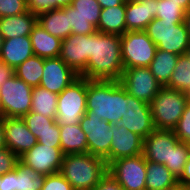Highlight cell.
<instances>
[{"label":"cell","instance_id":"cell-4","mask_svg":"<svg viewBox=\"0 0 190 190\" xmlns=\"http://www.w3.org/2000/svg\"><path fill=\"white\" fill-rule=\"evenodd\" d=\"M107 171L103 158L81 153L64 155L59 173L74 190H93Z\"/></svg>","mask_w":190,"mask_h":190},{"label":"cell","instance_id":"cell-34","mask_svg":"<svg viewBox=\"0 0 190 190\" xmlns=\"http://www.w3.org/2000/svg\"><path fill=\"white\" fill-rule=\"evenodd\" d=\"M29 131L36 137L40 138L43 133L51 129L56 122L55 119L40 115L35 112H29L22 117Z\"/></svg>","mask_w":190,"mask_h":190},{"label":"cell","instance_id":"cell-18","mask_svg":"<svg viewBox=\"0 0 190 190\" xmlns=\"http://www.w3.org/2000/svg\"><path fill=\"white\" fill-rule=\"evenodd\" d=\"M110 129L113 132L110 162L143 154V139L139 135L128 131L120 124L112 125Z\"/></svg>","mask_w":190,"mask_h":190},{"label":"cell","instance_id":"cell-50","mask_svg":"<svg viewBox=\"0 0 190 190\" xmlns=\"http://www.w3.org/2000/svg\"><path fill=\"white\" fill-rule=\"evenodd\" d=\"M184 23L190 38V10L185 13Z\"/></svg>","mask_w":190,"mask_h":190},{"label":"cell","instance_id":"cell-51","mask_svg":"<svg viewBox=\"0 0 190 190\" xmlns=\"http://www.w3.org/2000/svg\"><path fill=\"white\" fill-rule=\"evenodd\" d=\"M185 56L188 58V60L190 61V45L187 48V51L185 53Z\"/></svg>","mask_w":190,"mask_h":190},{"label":"cell","instance_id":"cell-53","mask_svg":"<svg viewBox=\"0 0 190 190\" xmlns=\"http://www.w3.org/2000/svg\"><path fill=\"white\" fill-rule=\"evenodd\" d=\"M175 190H187V189L185 186L178 185V186H175Z\"/></svg>","mask_w":190,"mask_h":190},{"label":"cell","instance_id":"cell-13","mask_svg":"<svg viewBox=\"0 0 190 190\" xmlns=\"http://www.w3.org/2000/svg\"><path fill=\"white\" fill-rule=\"evenodd\" d=\"M119 124L142 139L146 138L155 129L150 104L133 97L125 89L124 115Z\"/></svg>","mask_w":190,"mask_h":190},{"label":"cell","instance_id":"cell-39","mask_svg":"<svg viewBox=\"0 0 190 190\" xmlns=\"http://www.w3.org/2000/svg\"><path fill=\"white\" fill-rule=\"evenodd\" d=\"M19 157L6 147L0 148V176L17 167Z\"/></svg>","mask_w":190,"mask_h":190},{"label":"cell","instance_id":"cell-33","mask_svg":"<svg viewBox=\"0 0 190 190\" xmlns=\"http://www.w3.org/2000/svg\"><path fill=\"white\" fill-rule=\"evenodd\" d=\"M71 6L97 28L102 9L97 0H72Z\"/></svg>","mask_w":190,"mask_h":190},{"label":"cell","instance_id":"cell-3","mask_svg":"<svg viewBox=\"0 0 190 190\" xmlns=\"http://www.w3.org/2000/svg\"><path fill=\"white\" fill-rule=\"evenodd\" d=\"M125 88L117 80L87 79L86 111L112 125L119 124L124 115Z\"/></svg>","mask_w":190,"mask_h":190},{"label":"cell","instance_id":"cell-28","mask_svg":"<svg viewBox=\"0 0 190 190\" xmlns=\"http://www.w3.org/2000/svg\"><path fill=\"white\" fill-rule=\"evenodd\" d=\"M58 94L40 86L32 90L31 112L56 119Z\"/></svg>","mask_w":190,"mask_h":190},{"label":"cell","instance_id":"cell-40","mask_svg":"<svg viewBox=\"0 0 190 190\" xmlns=\"http://www.w3.org/2000/svg\"><path fill=\"white\" fill-rule=\"evenodd\" d=\"M37 142L45 146L61 148L59 124L55 122L51 129L43 133L41 137L37 139Z\"/></svg>","mask_w":190,"mask_h":190},{"label":"cell","instance_id":"cell-42","mask_svg":"<svg viewBox=\"0 0 190 190\" xmlns=\"http://www.w3.org/2000/svg\"><path fill=\"white\" fill-rule=\"evenodd\" d=\"M28 10L38 16L41 13L50 11L49 0H26Z\"/></svg>","mask_w":190,"mask_h":190},{"label":"cell","instance_id":"cell-11","mask_svg":"<svg viewBox=\"0 0 190 190\" xmlns=\"http://www.w3.org/2000/svg\"><path fill=\"white\" fill-rule=\"evenodd\" d=\"M108 172L125 190H146V159L143 154L110 162Z\"/></svg>","mask_w":190,"mask_h":190},{"label":"cell","instance_id":"cell-27","mask_svg":"<svg viewBox=\"0 0 190 190\" xmlns=\"http://www.w3.org/2000/svg\"><path fill=\"white\" fill-rule=\"evenodd\" d=\"M179 57L177 54L157 49L149 69L162 87L168 84Z\"/></svg>","mask_w":190,"mask_h":190},{"label":"cell","instance_id":"cell-22","mask_svg":"<svg viewBox=\"0 0 190 190\" xmlns=\"http://www.w3.org/2000/svg\"><path fill=\"white\" fill-rule=\"evenodd\" d=\"M37 24V16L29 10L16 16L0 18V34L3 39L30 35Z\"/></svg>","mask_w":190,"mask_h":190},{"label":"cell","instance_id":"cell-17","mask_svg":"<svg viewBox=\"0 0 190 190\" xmlns=\"http://www.w3.org/2000/svg\"><path fill=\"white\" fill-rule=\"evenodd\" d=\"M59 57L80 75L90 58V35L70 34L62 40Z\"/></svg>","mask_w":190,"mask_h":190},{"label":"cell","instance_id":"cell-19","mask_svg":"<svg viewBox=\"0 0 190 190\" xmlns=\"http://www.w3.org/2000/svg\"><path fill=\"white\" fill-rule=\"evenodd\" d=\"M158 0H131L126 2L125 23L127 31H145L156 18Z\"/></svg>","mask_w":190,"mask_h":190},{"label":"cell","instance_id":"cell-37","mask_svg":"<svg viewBox=\"0 0 190 190\" xmlns=\"http://www.w3.org/2000/svg\"><path fill=\"white\" fill-rule=\"evenodd\" d=\"M28 11L26 0H0V18L16 16Z\"/></svg>","mask_w":190,"mask_h":190},{"label":"cell","instance_id":"cell-1","mask_svg":"<svg viewBox=\"0 0 190 190\" xmlns=\"http://www.w3.org/2000/svg\"><path fill=\"white\" fill-rule=\"evenodd\" d=\"M121 35L96 32L90 34V58L79 75L89 80H117L123 73Z\"/></svg>","mask_w":190,"mask_h":190},{"label":"cell","instance_id":"cell-32","mask_svg":"<svg viewBox=\"0 0 190 190\" xmlns=\"http://www.w3.org/2000/svg\"><path fill=\"white\" fill-rule=\"evenodd\" d=\"M186 11L170 0H158L156 18L168 22H184Z\"/></svg>","mask_w":190,"mask_h":190},{"label":"cell","instance_id":"cell-43","mask_svg":"<svg viewBox=\"0 0 190 190\" xmlns=\"http://www.w3.org/2000/svg\"><path fill=\"white\" fill-rule=\"evenodd\" d=\"M0 190H15V169L0 176Z\"/></svg>","mask_w":190,"mask_h":190},{"label":"cell","instance_id":"cell-38","mask_svg":"<svg viewBox=\"0 0 190 190\" xmlns=\"http://www.w3.org/2000/svg\"><path fill=\"white\" fill-rule=\"evenodd\" d=\"M41 190H74L71 184L58 172L45 176Z\"/></svg>","mask_w":190,"mask_h":190},{"label":"cell","instance_id":"cell-7","mask_svg":"<svg viewBox=\"0 0 190 190\" xmlns=\"http://www.w3.org/2000/svg\"><path fill=\"white\" fill-rule=\"evenodd\" d=\"M87 78L79 76L58 95L56 122L59 125L79 124L86 113Z\"/></svg>","mask_w":190,"mask_h":190},{"label":"cell","instance_id":"cell-44","mask_svg":"<svg viewBox=\"0 0 190 190\" xmlns=\"http://www.w3.org/2000/svg\"><path fill=\"white\" fill-rule=\"evenodd\" d=\"M14 74V69L10 65L0 61V86L3 85Z\"/></svg>","mask_w":190,"mask_h":190},{"label":"cell","instance_id":"cell-46","mask_svg":"<svg viewBox=\"0 0 190 190\" xmlns=\"http://www.w3.org/2000/svg\"><path fill=\"white\" fill-rule=\"evenodd\" d=\"M72 0H49L50 11L71 5Z\"/></svg>","mask_w":190,"mask_h":190},{"label":"cell","instance_id":"cell-16","mask_svg":"<svg viewBox=\"0 0 190 190\" xmlns=\"http://www.w3.org/2000/svg\"><path fill=\"white\" fill-rule=\"evenodd\" d=\"M5 147L18 157L28 152L37 144L36 137L29 131L22 118H3Z\"/></svg>","mask_w":190,"mask_h":190},{"label":"cell","instance_id":"cell-55","mask_svg":"<svg viewBox=\"0 0 190 190\" xmlns=\"http://www.w3.org/2000/svg\"><path fill=\"white\" fill-rule=\"evenodd\" d=\"M184 186L186 187L187 190H190V182L186 183Z\"/></svg>","mask_w":190,"mask_h":190},{"label":"cell","instance_id":"cell-15","mask_svg":"<svg viewBox=\"0 0 190 190\" xmlns=\"http://www.w3.org/2000/svg\"><path fill=\"white\" fill-rule=\"evenodd\" d=\"M78 77L79 75L60 57L44 59L43 75L39 86L59 95Z\"/></svg>","mask_w":190,"mask_h":190},{"label":"cell","instance_id":"cell-48","mask_svg":"<svg viewBox=\"0 0 190 190\" xmlns=\"http://www.w3.org/2000/svg\"><path fill=\"white\" fill-rule=\"evenodd\" d=\"M174 3L180 4L181 7L187 12L190 10V0H170Z\"/></svg>","mask_w":190,"mask_h":190},{"label":"cell","instance_id":"cell-31","mask_svg":"<svg viewBox=\"0 0 190 190\" xmlns=\"http://www.w3.org/2000/svg\"><path fill=\"white\" fill-rule=\"evenodd\" d=\"M165 87L190 94V61L185 55L177 60L174 72Z\"/></svg>","mask_w":190,"mask_h":190},{"label":"cell","instance_id":"cell-21","mask_svg":"<svg viewBox=\"0 0 190 190\" xmlns=\"http://www.w3.org/2000/svg\"><path fill=\"white\" fill-rule=\"evenodd\" d=\"M29 36L34 55L44 59L59 57L62 40L48 33L38 22Z\"/></svg>","mask_w":190,"mask_h":190},{"label":"cell","instance_id":"cell-49","mask_svg":"<svg viewBox=\"0 0 190 190\" xmlns=\"http://www.w3.org/2000/svg\"><path fill=\"white\" fill-rule=\"evenodd\" d=\"M5 147L4 144V130H3V118H0V148Z\"/></svg>","mask_w":190,"mask_h":190},{"label":"cell","instance_id":"cell-56","mask_svg":"<svg viewBox=\"0 0 190 190\" xmlns=\"http://www.w3.org/2000/svg\"><path fill=\"white\" fill-rule=\"evenodd\" d=\"M166 190H175V187H172V188H170V189H166Z\"/></svg>","mask_w":190,"mask_h":190},{"label":"cell","instance_id":"cell-24","mask_svg":"<svg viewBox=\"0 0 190 190\" xmlns=\"http://www.w3.org/2000/svg\"><path fill=\"white\" fill-rule=\"evenodd\" d=\"M37 22L44 30L61 40L72 34L68 13L63 8L41 13L37 16Z\"/></svg>","mask_w":190,"mask_h":190},{"label":"cell","instance_id":"cell-45","mask_svg":"<svg viewBox=\"0 0 190 190\" xmlns=\"http://www.w3.org/2000/svg\"><path fill=\"white\" fill-rule=\"evenodd\" d=\"M188 182H190V154L184 166L183 172L178 178V184L181 186H184Z\"/></svg>","mask_w":190,"mask_h":190},{"label":"cell","instance_id":"cell-25","mask_svg":"<svg viewBox=\"0 0 190 190\" xmlns=\"http://www.w3.org/2000/svg\"><path fill=\"white\" fill-rule=\"evenodd\" d=\"M146 190H166L178 186V178L163 164L146 161Z\"/></svg>","mask_w":190,"mask_h":190},{"label":"cell","instance_id":"cell-14","mask_svg":"<svg viewBox=\"0 0 190 190\" xmlns=\"http://www.w3.org/2000/svg\"><path fill=\"white\" fill-rule=\"evenodd\" d=\"M64 153L61 148H54L48 145L37 144L19 157V160L31 167L39 174L50 175L60 171Z\"/></svg>","mask_w":190,"mask_h":190},{"label":"cell","instance_id":"cell-35","mask_svg":"<svg viewBox=\"0 0 190 190\" xmlns=\"http://www.w3.org/2000/svg\"><path fill=\"white\" fill-rule=\"evenodd\" d=\"M68 13L69 26H71L72 34L90 35L97 32L96 27L87 19L83 18L76 12L71 5L62 7Z\"/></svg>","mask_w":190,"mask_h":190},{"label":"cell","instance_id":"cell-8","mask_svg":"<svg viewBox=\"0 0 190 190\" xmlns=\"http://www.w3.org/2000/svg\"><path fill=\"white\" fill-rule=\"evenodd\" d=\"M157 46L145 31H127L121 35L123 68L149 67Z\"/></svg>","mask_w":190,"mask_h":190},{"label":"cell","instance_id":"cell-54","mask_svg":"<svg viewBox=\"0 0 190 190\" xmlns=\"http://www.w3.org/2000/svg\"><path fill=\"white\" fill-rule=\"evenodd\" d=\"M3 37L2 35L0 34V53H1V48H2V45H3Z\"/></svg>","mask_w":190,"mask_h":190},{"label":"cell","instance_id":"cell-20","mask_svg":"<svg viewBox=\"0 0 190 190\" xmlns=\"http://www.w3.org/2000/svg\"><path fill=\"white\" fill-rule=\"evenodd\" d=\"M33 55L34 52L29 35L3 40L0 61L7 63L13 69Z\"/></svg>","mask_w":190,"mask_h":190},{"label":"cell","instance_id":"cell-9","mask_svg":"<svg viewBox=\"0 0 190 190\" xmlns=\"http://www.w3.org/2000/svg\"><path fill=\"white\" fill-rule=\"evenodd\" d=\"M33 88L14 74L0 86V98L5 117L22 118L30 112Z\"/></svg>","mask_w":190,"mask_h":190},{"label":"cell","instance_id":"cell-36","mask_svg":"<svg viewBox=\"0 0 190 190\" xmlns=\"http://www.w3.org/2000/svg\"><path fill=\"white\" fill-rule=\"evenodd\" d=\"M173 132L179 141L185 143L190 141V100L187 102L185 110Z\"/></svg>","mask_w":190,"mask_h":190},{"label":"cell","instance_id":"cell-12","mask_svg":"<svg viewBox=\"0 0 190 190\" xmlns=\"http://www.w3.org/2000/svg\"><path fill=\"white\" fill-rule=\"evenodd\" d=\"M119 81L128 94L148 104L162 88L161 84L152 75L149 67L124 69Z\"/></svg>","mask_w":190,"mask_h":190},{"label":"cell","instance_id":"cell-5","mask_svg":"<svg viewBox=\"0 0 190 190\" xmlns=\"http://www.w3.org/2000/svg\"><path fill=\"white\" fill-rule=\"evenodd\" d=\"M189 100L188 93L162 87L150 103L155 129L173 130Z\"/></svg>","mask_w":190,"mask_h":190},{"label":"cell","instance_id":"cell-41","mask_svg":"<svg viewBox=\"0 0 190 190\" xmlns=\"http://www.w3.org/2000/svg\"><path fill=\"white\" fill-rule=\"evenodd\" d=\"M93 190H125L118 181L107 171Z\"/></svg>","mask_w":190,"mask_h":190},{"label":"cell","instance_id":"cell-47","mask_svg":"<svg viewBox=\"0 0 190 190\" xmlns=\"http://www.w3.org/2000/svg\"><path fill=\"white\" fill-rule=\"evenodd\" d=\"M97 1L101 5V8L119 6L124 2L123 0H97Z\"/></svg>","mask_w":190,"mask_h":190},{"label":"cell","instance_id":"cell-29","mask_svg":"<svg viewBox=\"0 0 190 190\" xmlns=\"http://www.w3.org/2000/svg\"><path fill=\"white\" fill-rule=\"evenodd\" d=\"M43 68L44 58L33 55L15 68L14 72L17 78L34 88L40 85Z\"/></svg>","mask_w":190,"mask_h":190},{"label":"cell","instance_id":"cell-6","mask_svg":"<svg viewBox=\"0 0 190 190\" xmlns=\"http://www.w3.org/2000/svg\"><path fill=\"white\" fill-rule=\"evenodd\" d=\"M145 32L157 49L179 56H184L190 45L189 34L184 22H168L155 18L148 24Z\"/></svg>","mask_w":190,"mask_h":190},{"label":"cell","instance_id":"cell-2","mask_svg":"<svg viewBox=\"0 0 190 190\" xmlns=\"http://www.w3.org/2000/svg\"><path fill=\"white\" fill-rule=\"evenodd\" d=\"M189 154L188 143L179 141L173 130L154 129L143 139L146 161L165 165L177 178L182 174Z\"/></svg>","mask_w":190,"mask_h":190},{"label":"cell","instance_id":"cell-30","mask_svg":"<svg viewBox=\"0 0 190 190\" xmlns=\"http://www.w3.org/2000/svg\"><path fill=\"white\" fill-rule=\"evenodd\" d=\"M45 176L19 160L15 169V190H41Z\"/></svg>","mask_w":190,"mask_h":190},{"label":"cell","instance_id":"cell-23","mask_svg":"<svg viewBox=\"0 0 190 190\" xmlns=\"http://www.w3.org/2000/svg\"><path fill=\"white\" fill-rule=\"evenodd\" d=\"M125 11L126 2L119 6L102 8L97 32L123 35L126 32Z\"/></svg>","mask_w":190,"mask_h":190},{"label":"cell","instance_id":"cell-10","mask_svg":"<svg viewBox=\"0 0 190 190\" xmlns=\"http://www.w3.org/2000/svg\"><path fill=\"white\" fill-rule=\"evenodd\" d=\"M79 125L86 134L88 153L103 158L107 165L110 163V145L113 132L109 122L98 119L91 111H86Z\"/></svg>","mask_w":190,"mask_h":190},{"label":"cell","instance_id":"cell-26","mask_svg":"<svg viewBox=\"0 0 190 190\" xmlns=\"http://www.w3.org/2000/svg\"><path fill=\"white\" fill-rule=\"evenodd\" d=\"M60 144L64 155L88 153L86 134L79 124L59 125Z\"/></svg>","mask_w":190,"mask_h":190},{"label":"cell","instance_id":"cell-52","mask_svg":"<svg viewBox=\"0 0 190 190\" xmlns=\"http://www.w3.org/2000/svg\"><path fill=\"white\" fill-rule=\"evenodd\" d=\"M0 118H4L1 98H0Z\"/></svg>","mask_w":190,"mask_h":190}]
</instances>
